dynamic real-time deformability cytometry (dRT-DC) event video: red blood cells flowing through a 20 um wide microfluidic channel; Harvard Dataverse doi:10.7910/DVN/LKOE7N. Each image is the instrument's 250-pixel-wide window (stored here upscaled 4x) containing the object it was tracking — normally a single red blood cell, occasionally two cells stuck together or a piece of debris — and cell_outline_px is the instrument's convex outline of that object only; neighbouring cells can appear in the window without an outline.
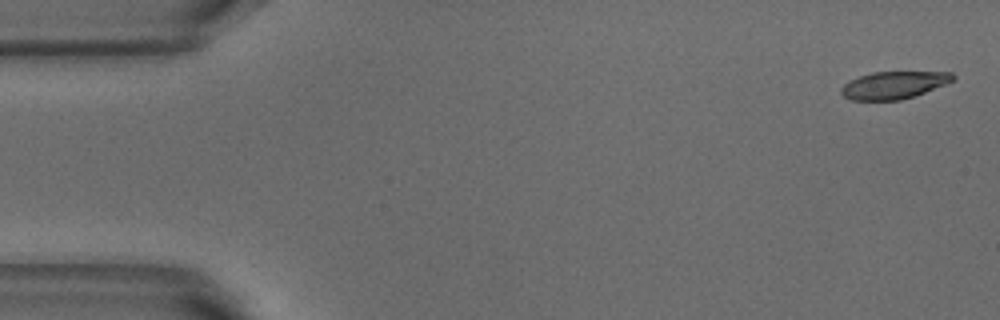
{"species": "common noctule bat (a hibernating species)", "species_latin": "Nyctalus noctula", "temperature_condition": "warm", "stored_images_in_passage": 6, "camera_frame_rate_fps": 3000, "um_per_image_px": 0.085, "animal": {"sex": "male", "body_mass_g": 18.8}, "frame": {"image": 1, "passage_image": 1, "time_ms": 0.0, "image_size_px": [1000, 320], "cell_outline_px": [[956, 76], [952, 80], [944, 84], [924, 92], [900, 100], [852, 100], [844, 96], [840, 92], [840, 88], [848, 80], [872, 72], [952, 72]], "centroid_in_image_um": [75.92, 7.22], "position_along_channel_um": 9.1, "area_um2": 17.63}}
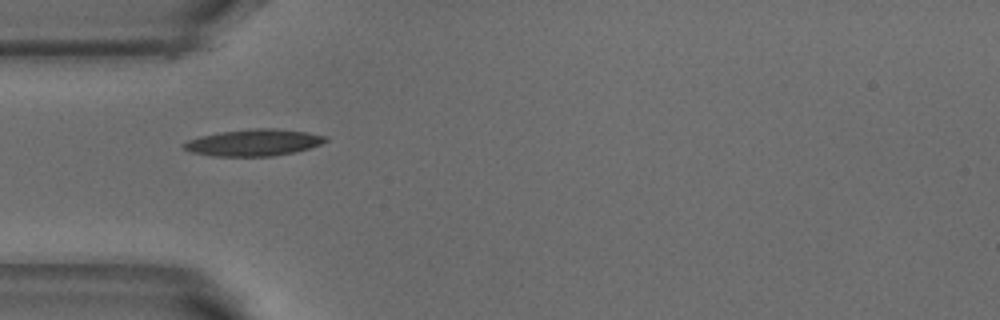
{"frame": {"image": 2, "passage_image": 5, "time_ms": 1.333, "image_size_px": [1000, 320], "cell_outline_px": [[328, 140], [320, 144], [308, 148], [292, 152], [272, 156], [212, 156], [192, 152], [184, 148], [180, 144], [188, 140], [200, 136], [220, 132], [252, 128], [276, 128], [308, 132], [328, 136]], "centroid_in_image_um": [21.56, 12.11], "position_along_channel_um": 63.4, "area_um2": 22.02}}